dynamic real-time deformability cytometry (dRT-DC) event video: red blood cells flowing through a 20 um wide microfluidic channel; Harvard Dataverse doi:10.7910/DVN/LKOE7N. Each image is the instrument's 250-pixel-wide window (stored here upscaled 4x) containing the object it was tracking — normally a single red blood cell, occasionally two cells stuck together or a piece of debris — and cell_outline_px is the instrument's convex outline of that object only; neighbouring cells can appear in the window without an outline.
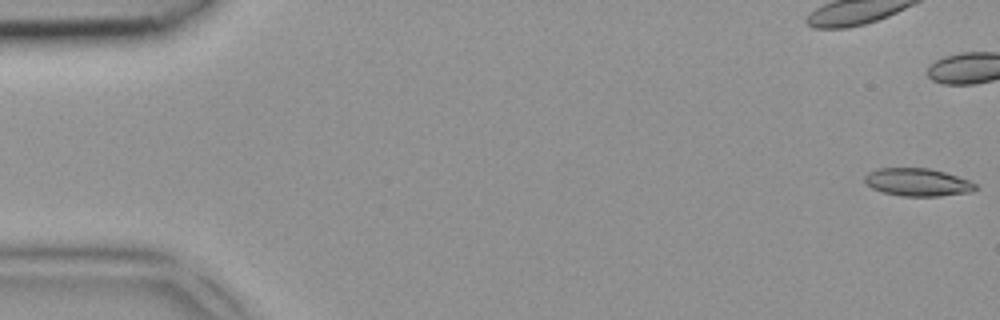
{"species": "common noctule bat (a hibernating species)", "species_latin": "Nyctalus noctula", "temperature_condition": "room temperature", "stored_images_in_passage": 5, "camera_frame_rate_fps": 3000, "um_per_image_px": 0.085, "animal": {"sex": "female", "body_mass_g": 18.4}, "frame": {"image": 1, "passage_image": 1, "time_ms": 0.0, "image_size_px": [1000, 320], "cell_outline_px": [[980, 188], [972, 192], [940, 196], [904, 196], [884, 192], [872, 188], [864, 180], [864, 176], [868, 172], [876, 168], [928, 168], [944, 172], [968, 180], [976, 184]], "centroid_in_image_um": [78.01, 15.49], "position_along_channel_um": 7.0, "area_um2": 17.92}}